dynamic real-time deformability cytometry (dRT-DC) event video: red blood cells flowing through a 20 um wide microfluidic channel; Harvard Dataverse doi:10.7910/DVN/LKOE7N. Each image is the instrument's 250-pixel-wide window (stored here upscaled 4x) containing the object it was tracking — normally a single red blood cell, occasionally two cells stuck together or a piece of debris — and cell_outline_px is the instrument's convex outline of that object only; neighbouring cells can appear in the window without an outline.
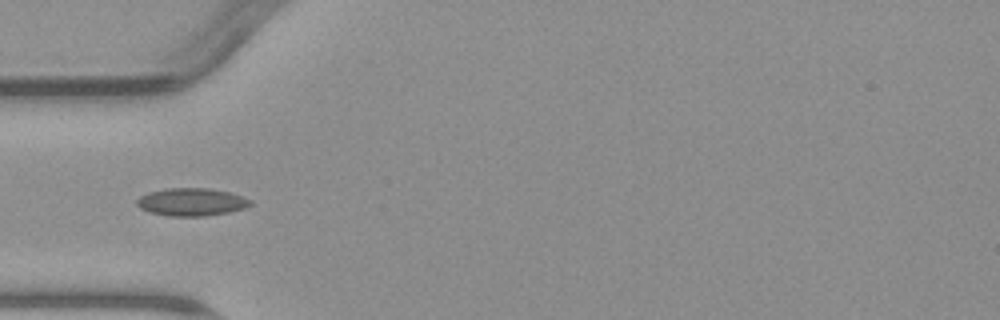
{"species": "common noctule bat (a hibernating species)", "species_latin": "Nyctalus noctula", "temperature_condition": "warm", "stored_images_in_passage": 4, "camera_frame_rate_fps": 3000, "um_per_image_px": 0.085, "animal": {"sex": "male", "body_mass_g": 23.1, "forearm_length_mm": 52.7}, "frame": {"image": 1, "passage_image": 1, "time_ms": 0.0, "image_size_px": [1000, 320], "cell_outline_px": [[252, 204], [244, 208], [228, 212], [208, 216], [168, 216], [148, 212], [140, 208], [136, 204], [136, 200], [140, 196], [148, 192], [164, 188], [208, 188], [228, 192], [244, 196], [252, 200]], "centroid_in_image_um": [16.26, 17.17], "position_along_channel_um": 68.7, "area_um2": 18.55}}
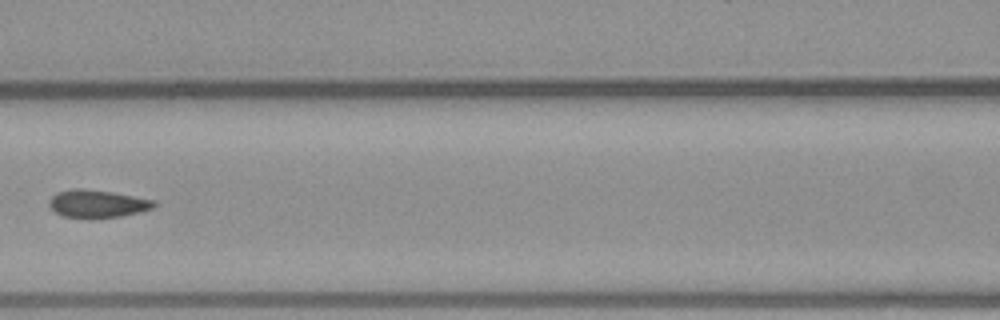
{"frame": {"image": 2, "passage_image": 3, "time_ms": 2.333, "image_size_px": [1000, 320], "cell_outline_px": [[156, 204], [152, 208], [140, 212], [120, 216], [96, 220], [92, 220], [64, 216], [56, 212], [48, 204], [48, 200], [56, 192], [72, 188], [84, 188], [112, 192], [156, 200]], "centroid_in_image_um": [8.25, 17.33], "position_along_channel_um": 158.3, "area_um2": 17.4}}
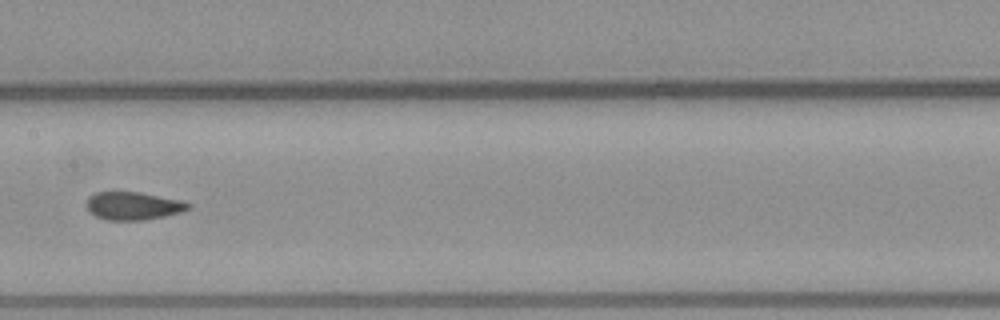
{"frame": {"image": 3, "passage_image": 4, "time_ms": 3.333, "image_size_px": [1000, 320], "cell_outline_px": [[192, 208], [180, 212], [164, 216], [144, 220], [108, 220], [96, 216], [88, 212], [84, 204], [88, 196], [96, 192], [136, 192], [180, 200], [192, 204]], "centroid_in_image_um": [11.27, 17.5], "position_along_channel_um": 196.1, "area_um2": 16.65}}